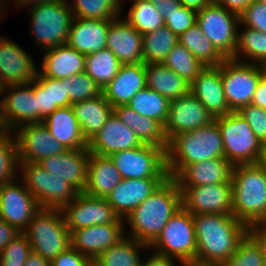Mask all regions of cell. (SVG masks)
<instances>
[{
	"label": "cell",
	"instance_id": "681fc988",
	"mask_svg": "<svg viewBox=\"0 0 266 266\" xmlns=\"http://www.w3.org/2000/svg\"><path fill=\"white\" fill-rule=\"evenodd\" d=\"M240 26L250 27L266 33V5L252 1L240 14Z\"/></svg>",
	"mask_w": 266,
	"mask_h": 266
},
{
	"label": "cell",
	"instance_id": "30bf717a",
	"mask_svg": "<svg viewBox=\"0 0 266 266\" xmlns=\"http://www.w3.org/2000/svg\"><path fill=\"white\" fill-rule=\"evenodd\" d=\"M166 149L143 144L109 157L122 179H167Z\"/></svg>",
	"mask_w": 266,
	"mask_h": 266
},
{
	"label": "cell",
	"instance_id": "9a60e30c",
	"mask_svg": "<svg viewBox=\"0 0 266 266\" xmlns=\"http://www.w3.org/2000/svg\"><path fill=\"white\" fill-rule=\"evenodd\" d=\"M182 207L194 214H232V181L213 185L179 187Z\"/></svg>",
	"mask_w": 266,
	"mask_h": 266
},
{
	"label": "cell",
	"instance_id": "cb8c5ba5",
	"mask_svg": "<svg viewBox=\"0 0 266 266\" xmlns=\"http://www.w3.org/2000/svg\"><path fill=\"white\" fill-rule=\"evenodd\" d=\"M190 92L214 118L232 112L225 99L220 66H206L190 83Z\"/></svg>",
	"mask_w": 266,
	"mask_h": 266
},
{
	"label": "cell",
	"instance_id": "753ad0ef",
	"mask_svg": "<svg viewBox=\"0 0 266 266\" xmlns=\"http://www.w3.org/2000/svg\"><path fill=\"white\" fill-rule=\"evenodd\" d=\"M210 3H216L218 0H208Z\"/></svg>",
	"mask_w": 266,
	"mask_h": 266
},
{
	"label": "cell",
	"instance_id": "b9f144b4",
	"mask_svg": "<svg viewBox=\"0 0 266 266\" xmlns=\"http://www.w3.org/2000/svg\"><path fill=\"white\" fill-rule=\"evenodd\" d=\"M128 17L124 20L145 35L165 26V21L149 0H132Z\"/></svg>",
	"mask_w": 266,
	"mask_h": 266
},
{
	"label": "cell",
	"instance_id": "34e18365",
	"mask_svg": "<svg viewBox=\"0 0 266 266\" xmlns=\"http://www.w3.org/2000/svg\"><path fill=\"white\" fill-rule=\"evenodd\" d=\"M257 1L264 3L266 5V0H257Z\"/></svg>",
	"mask_w": 266,
	"mask_h": 266
},
{
	"label": "cell",
	"instance_id": "89a4df30",
	"mask_svg": "<svg viewBox=\"0 0 266 266\" xmlns=\"http://www.w3.org/2000/svg\"><path fill=\"white\" fill-rule=\"evenodd\" d=\"M7 130L4 125L0 122V140L7 134Z\"/></svg>",
	"mask_w": 266,
	"mask_h": 266
},
{
	"label": "cell",
	"instance_id": "6125c7cd",
	"mask_svg": "<svg viewBox=\"0 0 266 266\" xmlns=\"http://www.w3.org/2000/svg\"><path fill=\"white\" fill-rule=\"evenodd\" d=\"M24 266H50V261L32 251L25 261Z\"/></svg>",
	"mask_w": 266,
	"mask_h": 266
},
{
	"label": "cell",
	"instance_id": "9f6ffc18",
	"mask_svg": "<svg viewBox=\"0 0 266 266\" xmlns=\"http://www.w3.org/2000/svg\"><path fill=\"white\" fill-rule=\"evenodd\" d=\"M154 7L159 11L163 20L166 21L169 15L177 10L181 3L179 0H149Z\"/></svg>",
	"mask_w": 266,
	"mask_h": 266
},
{
	"label": "cell",
	"instance_id": "f1b7e54d",
	"mask_svg": "<svg viewBox=\"0 0 266 266\" xmlns=\"http://www.w3.org/2000/svg\"><path fill=\"white\" fill-rule=\"evenodd\" d=\"M44 51L42 68L38 69L42 76L63 79L85 70L86 55L77 52L67 44Z\"/></svg>",
	"mask_w": 266,
	"mask_h": 266
},
{
	"label": "cell",
	"instance_id": "680465c9",
	"mask_svg": "<svg viewBox=\"0 0 266 266\" xmlns=\"http://www.w3.org/2000/svg\"><path fill=\"white\" fill-rule=\"evenodd\" d=\"M152 255L144 261H142L141 266H175V258L168 257L152 251ZM174 259V260H173Z\"/></svg>",
	"mask_w": 266,
	"mask_h": 266
},
{
	"label": "cell",
	"instance_id": "7dc6e473",
	"mask_svg": "<svg viewBox=\"0 0 266 266\" xmlns=\"http://www.w3.org/2000/svg\"><path fill=\"white\" fill-rule=\"evenodd\" d=\"M101 94L100 86L84 71L69 77V98L72 104Z\"/></svg>",
	"mask_w": 266,
	"mask_h": 266
},
{
	"label": "cell",
	"instance_id": "7a4b0ae2",
	"mask_svg": "<svg viewBox=\"0 0 266 266\" xmlns=\"http://www.w3.org/2000/svg\"><path fill=\"white\" fill-rule=\"evenodd\" d=\"M181 207V191L178 184L173 178L168 177L124 219L130 228V234L125 235L150 246Z\"/></svg>",
	"mask_w": 266,
	"mask_h": 266
},
{
	"label": "cell",
	"instance_id": "ee69618b",
	"mask_svg": "<svg viewBox=\"0 0 266 266\" xmlns=\"http://www.w3.org/2000/svg\"><path fill=\"white\" fill-rule=\"evenodd\" d=\"M265 262L261 245L248 232L240 241L236 252L219 266H263Z\"/></svg>",
	"mask_w": 266,
	"mask_h": 266
},
{
	"label": "cell",
	"instance_id": "a7ac6f4b",
	"mask_svg": "<svg viewBox=\"0 0 266 266\" xmlns=\"http://www.w3.org/2000/svg\"><path fill=\"white\" fill-rule=\"evenodd\" d=\"M260 228L266 229V212L260 218V220L256 223Z\"/></svg>",
	"mask_w": 266,
	"mask_h": 266
},
{
	"label": "cell",
	"instance_id": "5b68a950",
	"mask_svg": "<svg viewBox=\"0 0 266 266\" xmlns=\"http://www.w3.org/2000/svg\"><path fill=\"white\" fill-rule=\"evenodd\" d=\"M22 233L32 251L49 261L71 246V233L61 209L41 208Z\"/></svg>",
	"mask_w": 266,
	"mask_h": 266
},
{
	"label": "cell",
	"instance_id": "603a6c76",
	"mask_svg": "<svg viewBox=\"0 0 266 266\" xmlns=\"http://www.w3.org/2000/svg\"><path fill=\"white\" fill-rule=\"evenodd\" d=\"M143 35L120 17L113 19L108 27L106 48L122 65L143 62Z\"/></svg>",
	"mask_w": 266,
	"mask_h": 266
},
{
	"label": "cell",
	"instance_id": "94428289",
	"mask_svg": "<svg viewBox=\"0 0 266 266\" xmlns=\"http://www.w3.org/2000/svg\"><path fill=\"white\" fill-rule=\"evenodd\" d=\"M249 233L261 245L262 251L266 257V229L260 228L256 223L249 226Z\"/></svg>",
	"mask_w": 266,
	"mask_h": 266
},
{
	"label": "cell",
	"instance_id": "7bdbcfd3",
	"mask_svg": "<svg viewBox=\"0 0 266 266\" xmlns=\"http://www.w3.org/2000/svg\"><path fill=\"white\" fill-rule=\"evenodd\" d=\"M162 64L173 70L189 84L206 67L180 42L171 49Z\"/></svg>",
	"mask_w": 266,
	"mask_h": 266
},
{
	"label": "cell",
	"instance_id": "7402d4cb",
	"mask_svg": "<svg viewBox=\"0 0 266 266\" xmlns=\"http://www.w3.org/2000/svg\"><path fill=\"white\" fill-rule=\"evenodd\" d=\"M89 155L88 148L67 149L62 154L39 161L38 164L50 174L66 180L79 192H83L87 182Z\"/></svg>",
	"mask_w": 266,
	"mask_h": 266
},
{
	"label": "cell",
	"instance_id": "5bb4252c",
	"mask_svg": "<svg viewBox=\"0 0 266 266\" xmlns=\"http://www.w3.org/2000/svg\"><path fill=\"white\" fill-rule=\"evenodd\" d=\"M3 95L4 98H0V122L7 132L37 123L36 93L31 83L6 85Z\"/></svg>",
	"mask_w": 266,
	"mask_h": 266
},
{
	"label": "cell",
	"instance_id": "f5cc1de1",
	"mask_svg": "<svg viewBox=\"0 0 266 266\" xmlns=\"http://www.w3.org/2000/svg\"><path fill=\"white\" fill-rule=\"evenodd\" d=\"M50 266H93V261L70 246L50 261Z\"/></svg>",
	"mask_w": 266,
	"mask_h": 266
},
{
	"label": "cell",
	"instance_id": "d6986e66",
	"mask_svg": "<svg viewBox=\"0 0 266 266\" xmlns=\"http://www.w3.org/2000/svg\"><path fill=\"white\" fill-rule=\"evenodd\" d=\"M8 38H0V76L5 85L29 84L38 70L32 57Z\"/></svg>",
	"mask_w": 266,
	"mask_h": 266
},
{
	"label": "cell",
	"instance_id": "836d02e7",
	"mask_svg": "<svg viewBox=\"0 0 266 266\" xmlns=\"http://www.w3.org/2000/svg\"><path fill=\"white\" fill-rule=\"evenodd\" d=\"M146 87L170 101L190 92V84L162 63L146 64Z\"/></svg>",
	"mask_w": 266,
	"mask_h": 266
},
{
	"label": "cell",
	"instance_id": "83f0119b",
	"mask_svg": "<svg viewBox=\"0 0 266 266\" xmlns=\"http://www.w3.org/2000/svg\"><path fill=\"white\" fill-rule=\"evenodd\" d=\"M111 21L74 17L66 44L84 55L105 49Z\"/></svg>",
	"mask_w": 266,
	"mask_h": 266
},
{
	"label": "cell",
	"instance_id": "f35d334b",
	"mask_svg": "<svg viewBox=\"0 0 266 266\" xmlns=\"http://www.w3.org/2000/svg\"><path fill=\"white\" fill-rule=\"evenodd\" d=\"M118 58L107 48L88 54L85 58V70L103 90L118 74L121 67Z\"/></svg>",
	"mask_w": 266,
	"mask_h": 266
},
{
	"label": "cell",
	"instance_id": "d590c367",
	"mask_svg": "<svg viewBox=\"0 0 266 266\" xmlns=\"http://www.w3.org/2000/svg\"><path fill=\"white\" fill-rule=\"evenodd\" d=\"M179 42L204 66H220L225 60L197 24L182 33Z\"/></svg>",
	"mask_w": 266,
	"mask_h": 266
},
{
	"label": "cell",
	"instance_id": "d6a6232c",
	"mask_svg": "<svg viewBox=\"0 0 266 266\" xmlns=\"http://www.w3.org/2000/svg\"><path fill=\"white\" fill-rule=\"evenodd\" d=\"M71 107L87 142L99 132L113 113V107L103 93L96 98L73 103Z\"/></svg>",
	"mask_w": 266,
	"mask_h": 266
},
{
	"label": "cell",
	"instance_id": "9c48e42d",
	"mask_svg": "<svg viewBox=\"0 0 266 266\" xmlns=\"http://www.w3.org/2000/svg\"><path fill=\"white\" fill-rule=\"evenodd\" d=\"M22 181L40 208L62 209L80 193L72 184L50 174L38 163H20Z\"/></svg>",
	"mask_w": 266,
	"mask_h": 266
},
{
	"label": "cell",
	"instance_id": "db71d44e",
	"mask_svg": "<svg viewBox=\"0 0 266 266\" xmlns=\"http://www.w3.org/2000/svg\"><path fill=\"white\" fill-rule=\"evenodd\" d=\"M36 93L37 123L50 115L49 88H44L36 79L31 82Z\"/></svg>",
	"mask_w": 266,
	"mask_h": 266
},
{
	"label": "cell",
	"instance_id": "e7e4bbea",
	"mask_svg": "<svg viewBox=\"0 0 266 266\" xmlns=\"http://www.w3.org/2000/svg\"><path fill=\"white\" fill-rule=\"evenodd\" d=\"M54 1H56V0H17L16 5H17V8H18V5L21 8L22 7L23 8L24 7L27 8L28 6L35 7V6H39V5H42V4H45V3L54 2Z\"/></svg>",
	"mask_w": 266,
	"mask_h": 266
},
{
	"label": "cell",
	"instance_id": "1f68e13d",
	"mask_svg": "<svg viewBox=\"0 0 266 266\" xmlns=\"http://www.w3.org/2000/svg\"><path fill=\"white\" fill-rule=\"evenodd\" d=\"M113 112L124 125L136 134L142 144L158 147L168 146L164 126L159 121L140 115L128 105L116 106L113 108Z\"/></svg>",
	"mask_w": 266,
	"mask_h": 266
},
{
	"label": "cell",
	"instance_id": "816d5d0a",
	"mask_svg": "<svg viewBox=\"0 0 266 266\" xmlns=\"http://www.w3.org/2000/svg\"><path fill=\"white\" fill-rule=\"evenodd\" d=\"M197 11L185 6H180L165 21V26L168 27L178 37L196 24Z\"/></svg>",
	"mask_w": 266,
	"mask_h": 266
},
{
	"label": "cell",
	"instance_id": "44dd1931",
	"mask_svg": "<svg viewBox=\"0 0 266 266\" xmlns=\"http://www.w3.org/2000/svg\"><path fill=\"white\" fill-rule=\"evenodd\" d=\"M143 145L136 134L113 112L99 132L88 141L90 153L109 156Z\"/></svg>",
	"mask_w": 266,
	"mask_h": 266
},
{
	"label": "cell",
	"instance_id": "4dcf8cb0",
	"mask_svg": "<svg viewBox=\"0 0 266 266\" xmlns=\"http://www.w3.org/2000/svg\"><path fill=\"white\" fill-rule=\"evenodd\" d=\"M42 122L66 149L88 148L71 106L59 107Z\"/></svg>",
	"mask_w": 266,
	"mask_h": 266
},
{
	"label": "cell",
	"instance_id": "e575fe53",
	"mask_svg": "<svg viewBox=\"0 0 266 266\" xmlns=\"http://www.w3.org/2000/svg\"><path fill=\"white\" fill-rule=\"evenodd\" d=\"M145 249L150 250L147 244L124 236L117 244L102 252L93 261V266H141L140 252Z\"/></svg>",
	"mask_w": 266,
	"mask_h": 266
},
{
	"label": "cell",
	"instance_id": "6da1fadb",
	"mask_svg": "<svg viewBox=\"0 0 266 266\" xmlns=\"http://www.w3.org/2000/svg\"><path fill=\"white\" fill-rule=\"evenodd\" d=\"M196 266H219L237 250L249 227L231 215L194 214Z\"/></svg>",
	"mask_w": 266,
	"mask_h": 266
},
{
	"label": "cell",
	"instance_id": "8c879c8a",
	"mask_svg": "<svg viewBox=\"0 0 266 266\" xmlns=\"http://www.w3.org/2000/svg\"><path fill=\"white\" fill-rule=\"evenodd\" d=\"M263 71L266 74V62L262 65Z\"/></svg>",
	"mask_w": 266,
	"mask_h": 266
},
{
	"label": "cell",
	"instance_id": "f546056e",
	"mask_svg": "<svg viewBox=\"0 0 266 266\" xmlns=\"http://www.w3.org/2000/svg\"><path fill=\"white\" fill-rule=\"evenodd\" d=\"M121 180V175L109 156L90 153L84 194L107 198Z\"/></svg>",
	"mask_w": 266,
	"mask_h": 266
},
{
	"label": "cell",
	"instance_id": "be15d7a7",
	"mask_svg": "<svg viewBox=\"0 0 266 266\" xmlns=\"http://www.w3.org/2000/svg\"><path fill=\"white\" fill-rule=\"evenodd\" d=\"M182 6L194 9L195 11L202 10L210 4L208 0H179Z\"/></svg>",
	"mask_w": 266,
	"mask_h": 266
},
{
	"label": "cell",
	"instance_id": "8d00e7d4",
	"mask_svg": "<svg viewBox=\"0 0 266 266\" xmlns=\"http://www.w3.org/2000/svg\"><path fill=\"white\" fill-rule=\"evenodd\" d=\"M237 37L234 59L241 62L263 65L266 62V33L244 27ZM244 56L245 60L240 58Z\"/></svg>",
	"mask_w": 266,
	"mask_h": 266
},
{
	"label": "cell",
	"instance_id": "ac0fdd59",
	"mask_svg": "<svg viewBox=\"0 0 266 266\" xmlns=\"http://www.w3.org/2000/svg\"><path fill=\"white\" fill-rule=\"evenodd\" d=\"M215 118L191 93L170 101L164 134L169 141L173 136L208 125Z\"/></svg>",
	"mask_w": 266,
	"mask_h": 266
},
{
	"label": "cell",
	"instance_id": "2e32d148",
	"mask_svg": "<svg viewBox=\"0 0 266 266\" xmlns=\"http://www.w3.org/2000/svg\"><path fill=\"white\" fill-rule=\"evenodd\" d=\"M12 134L18 145L19 163H38L67 150L52 136L43 122L22 125Z\"/></svg>",
	"mask_w": 266,
	"mask_h": 266
},
{
	"label": "cell",
	"instance_id": "484cf974",
	"mask_svg": "<svg viewBox=\"0 0 266 266\" xmlns=\"http://www.w3.org/2000/svg\"><path fill=\"white\" fill-rule=\"evenodd\" d=\"M232 169L233 165L225 157L213 158L187 165L173 179L178 187L228 183Z\"/></svg>",
	"mask_w": 266,
	"mask_h": 266
},
{
	"label": "cell",
	"instance_id": "ffe728a7",
	"mask_svg": "<svg viewBox=\"0 0 266 266\" xmlns=\"http://www.w3.org/2000/svg\"><path fill=\"white\" fill-rule=\"evenodd\" d=\"M125 224L93 225L71 232V246L94 261L117 244L125 234Z\"/></svg>",
	"mask_w": 266,
	"mask_h": 266
},
{
	"label": "cell",
	"instance_id": "c3c4849f",
	"mask_svg": "<svg viewBox=\"0 0 266 266\" xmlns=\"http://www.w3.org/2000/svg\"><path fill=\"white\" fill-rule=\"evenodd\" d=\"M32 252L28 238L20 233L0 253V266H24Z\"/></svg>",
	"mask_w": 266,
	"mask_h": 266
},
{
	"label": "cell",
	"instance_id": "4316f807",
	"mask_svg": "<svg viewBox=\"0 0 266 266\" xmlns=\"http://www.w3.org/2000/svg\"><path fill=\"white\" fill-rule=\"evenodd\" d=\"M146 87V64L121 65L118 74L102 90L105 99L116 107L127 105L130 100Z\"/></svg>",
	"mask_w": 266,
	"mask_h": 266
},
{
	"label": "cell",
	"instance_id": "ab89813d",
	"mask_svg": "<svg viewBox=\"0 0 266 266\" xmlns=\"http://www.w3.org/2000/svg\"><path fill=\"white\" fill-rule=\"evenodd\" d=\"M127 105L140 115L153 118L164 126L168 118L170 100L160 93L145 87Z\"/></svg>",
	"mask_w": 266,
	"mask_h": 266
},
{
	"label": "cell",
	"instance_id": "e0dca14e",
	"mask_svg": "<svg viewBox=\"0 0 266 266\" xmlns=\"http://www.w3.org/2000/svg\"><path fill=\"white\" fill-rule=\"evenodd\" d=\"M40 209L36 198L23 181L0 185V218L19 232L22 233L26 229Z\"/></svg>",
	"mask_w": 266,
	"mask_h": 266
},
{
	"label": "cell",
	"instance_id": "03108f58",
	"mask_svg": "<svg viewBox=\"0 0 266 266\" xmlns=\"http://www.w3.org/2000/svg\"><path fill=\"white\" fill-rule=\"evenodd\" d=\"M257 164L264 169L266 172V142L263 143L260 156L258 158Z\"/></svg>",
	"mask_w": 266,
	"mask_h": 266
},
{
	"label": "cell",
	"instance_id": "003e7915",
	"mask_svg": "<svg viewBox=\"0 0 266 266\" xmlns=\"http://www.w3.org/2000/svg\"><path fill=\"white\" fill-rule=\"evenodd\" d=\"M7 3L5 0H0V20L3 18V15L6 13ZM5 12V13H4Z\"/></svg>",
	"mask_w": 266,
	"mask_h": 266
},
{
	"label": "cell",
	"instance_id": "f907efd6",
	"mask_svg": "<svg viewBox=\"0 0 266 266\" xmlns=\"http://www.w3.org/2000/svg\"><path fill=\"white\" fill-rule=\"evenodd\" d=\"M251 127L253 133L262 142H266V109L246 105L237 111Z\"/></svg>",
	"mask_w": 266,
	"mask_h": 266
},
{
	"label": "cell",
	"instance_id": "91938a15",
	"mask_svg": "<svg viewBox=\"0 0 266 266\" xmlns=\"http://www.w3.org/2000/svg\"><path fill=\"white\" fill-rule=\"evenodd\" d=\"M254 0H218L216 4L240 14Z\"/></svg>",
	"mask_w": 266,
	"mask_h": 266
},
{
	"label": "cell",
	"instance_id": "277c9868",
	"mask_svg": "<svg viewBox=\"0 0 266 266\" xmlns=\"http://www.w3.org/2000/svg\"><path fill=\"white\" fill-rule=\"evenodd\" d=\"M231 181L232 215L249 227L266 212V172L258 164L236 165Z\"/></svg>",
	"mask_w": 266,
	"mask_h": 266
},
{
	"label": "cell",
	"instance_id": "74e56055",
	"mask_svg": "<svg viewBox=\"0 0 266 266\" xmlns=\"http://www.w3.org/2000/svg\"><path fill=\"white\" fill-rule=\"evenodd\" d=\"M178 42L179 37L166 26L143 35V63H163L168 53Z\"/></svg>",
	"mask_w": 266,
	"mask_h": 266
},
{
	"label": "cell",
	"instance_id": "8fae6325",
	"mask_svg": "<svg viewBox=\"0 0 266 266\" xmlns=\"http://www.w3.org/2000/svg\"><path fill=\"white\" fill-rule=\"evenodd\" d=\"M196 24L225 59H234L240 24L239 14L216 3H210L197 11Z\"/></svg>",
	"mask_w": 266,
	"mask_h": 266
},
{
	"label": "cell",
	"instance_id": "2644e50d",
	"mask_svg": "<svg viewBox=\"0 0 266 266\" xmlns=\"http://www.w3.org/2000/svg\"><path fill=\"white\" fill-rule=\"evenodd\" d=\"M5 88H6V85H5V83L2 81L1 76H0V96L3 95V92H4Z\"/></svg>",
	"mask_w": 266,
	"mask_h": 266
},
{
	"label": "cell",
	"instance_id": "11a10c76",
	"mask_svg": "<svg viewBox=\"0 0 266 266\" xmlns=\"http://www.w3.org/2000/svg\"><path fill=\"white\" fill-rule=\"evenodd\" d=\"M21 232L0 218V253Z\"/></svg>",
	"mask_w": 266,
	"mask_h": 266
},
{
	"label": "cell",
	"instance_id": "bcb514c9",
	"mask_svg": "<svg viewBox=\"0 0 266 266\" xmlns=\"http://www.w3.org/2000/svg\"><path fill=\"white\" fill-rule=\"evenodd\" d=\"M44 88H49L50 114L59 107L71 106L69 98V77L52 79L42 76L39 72L35 78Z\"/></svg>",
	"mask_w": 266,
	"mask_h": 266
},
{
	"label": "cell",
	"instance_id": "60d3db41",
	"mask_svg": "<svg viewBox=\"0 0 266 266\" xmlns=\"http://www.w3.org/2000/svg\"><path fill=\"white\" fill-rule=\"evenodd\" d=\"M69 7L74 17L98 20H113L121 16V0H73Z\"/></svg>",
	"mask_w": 266,
	"mask_h": 266
},
{
	"label": "cell",
	"instance_id": "ba28073f",
	"mask_svg": "<svg viewBox=\"0 0 266 266\" xmlns=\"http://www.w3.org/2000/svg\"><path fill=\"white\" fill-rule=\"evenodd\" d=\"M221 132L225 158L233 165L257 164L263 143L238 112L215 118Z\"/></svg>",
	"mask_w": 266,
	"mask_h": 266
},
{
	"label": "cell",
	"instance_id": "6f0895ef",
	"mask_svg": "<svg viewBox=\"0 0 266 266\" xmlns=\"http://www.w3.org/2000/svg\"><path fill=\"white\" fill-rule=\"evenodd\" d=\"M251 104L266 109V74L264 72L257 85Z\"/></svg>",
	"mask_w": 266,
	"mask_h": 266
},
{
	"label": "cell",
	"instance_id": "8992f818",
	"mask_svg": "<svg viewBox=\"0 0 266 266\" xmlns=\"http://www.w3.org/2000/svg\"><path fill=\"white\" fill-rule=\"evenodd\" d=\"M149 248H153L152 251L156 253L177 259L180 266H196L197 246L193 215L181 207Z\"/></svg>",
	"mask_w": 266,
	"mask_h": 266
},
{
	"label": "cell",
	"instance_id": "d4e9b609",
	"mask_svg": "<svg viewBox=\"0 0 266 266\" xmlns=\"http://www.w3.org/2000/svg\"><path fill=\"white\" fill-rule=\"evenodd\" d=\"M166 179H122L106 200L121 219L142 204Z\"/></svg>",
	"mask_w": 266,
	"mask_h": 266
},
{
	"label": "cell",
	"instance_id": "7c38bea8",
	"mask_svg": "<svg viewBox=\"0 0 266 266\" xmlns=\"http://www.w3.org/2000/svg\"><path fill=\"white\" fill-rule=\"evenodd\" d=\"M220 67L225 99L231 111L237 112L251 104L264 72L262 65L229 58L225 59Z\"/></svg>",
	"mask_w": 266,
	"mask_h": 266
},
{
	"label": "cell",
	"instance_id": "f6af8a7d",
	"mask_svg": "<svg viewBox=\"0 0 266 266\" xmlns=\"http://www.w3.org/2000/svg\"><path fill=\"white\" fill-rule=\"evenodd\" d=\"M17 169H20L18 145L15 135L8 132L0 140V185L15 181Z\"/></svg>",
	"mask_w": 266,
	"mask_h": 266
},
{
	"label": "cell",
	"instance_id": "4fadbf2b",
	"mask_svg": "<svg viewBox=\"0 0 266 266\" xmlns=\"http://www.w3.org/2000/svg\"><path fill=\"white\" fill-rule=\"evenodd\" d=\"M61 210L70 233L93 225L126 224L106 198L92 197L83 192Z\"/></svg>",
	"mask_w": 266,
	"mask_h": 266
},
{
	"label": "cell",
	"instance_id": "52a82bcc",
	"mask_svg": "<svg viewBox=\"0 0 266 266\" xmlns=\"http://www.w3.org/2000/svg\"><path fill=\"white\" fill-rule=\"evenodd\" d=\"M31 8V32L40 49L44 51L66 44L74 19L68 2L56 0Z\"/></svg>",
	"mask_w": 266,
	"mask_h": 266
},
{
	"label": "cell",
	"instance_id": "3957f363",
	"mask_svg": "<svg viewBox=\"0 0 266 266\" xmlns=\"http://www.w3.org/2000/svg\"><path fill=\"white\" fill-rule=\"evenodd\" d=\"M224 157L223 140L215 119L208 125L180 133L168 141L166 149L168 176L174 178L189 164Z\"/></svg>",
	"mask_w": 266,
	"mask_h": 266
}]
</instances>
